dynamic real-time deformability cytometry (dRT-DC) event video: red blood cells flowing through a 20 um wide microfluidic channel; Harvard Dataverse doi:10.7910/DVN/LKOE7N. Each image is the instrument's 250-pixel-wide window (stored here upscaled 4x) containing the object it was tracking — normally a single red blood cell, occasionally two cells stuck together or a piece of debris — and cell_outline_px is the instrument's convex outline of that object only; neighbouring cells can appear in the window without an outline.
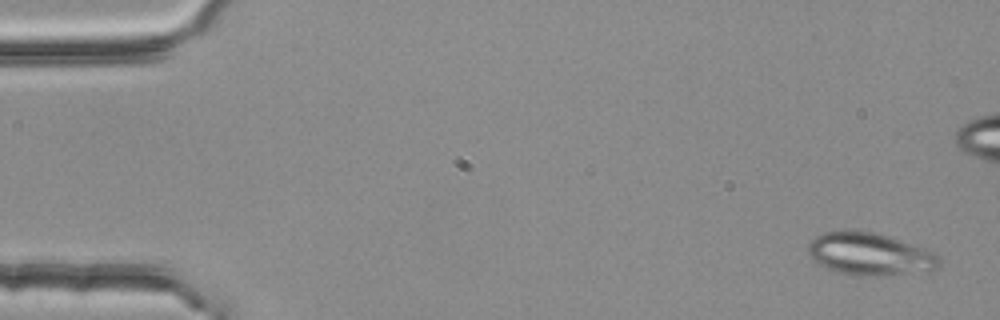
{"species": "common noctule bat (a hibernating species)", "species_latin": "Nyctalus noctula", "temperature_condition": "room temperature", "stored_images_in_passage": 6, "camera_frame_rate_fps": 3000, "um_per_image_px": 0.085, "animal": {"sex": "female", "body_mass_g": 25.1}, "frame": {"image": 1, "passage_image": 1, "time_ms": 0.0, "image_size_px": [1000, 320], "cell_outline_px": [[940, 264], [936, 268], [884, 276], [848, 276], [816, 264], [812, 260], [808, 252], [808, 244], [816, 236], [824, 232], [876, 232], [888, 236], [932, 252], [940, 256]], "centroid_in_image_um": [73.86, 21.63], "position_along_channel_um": 11.1, "area_um2": 31.96}}